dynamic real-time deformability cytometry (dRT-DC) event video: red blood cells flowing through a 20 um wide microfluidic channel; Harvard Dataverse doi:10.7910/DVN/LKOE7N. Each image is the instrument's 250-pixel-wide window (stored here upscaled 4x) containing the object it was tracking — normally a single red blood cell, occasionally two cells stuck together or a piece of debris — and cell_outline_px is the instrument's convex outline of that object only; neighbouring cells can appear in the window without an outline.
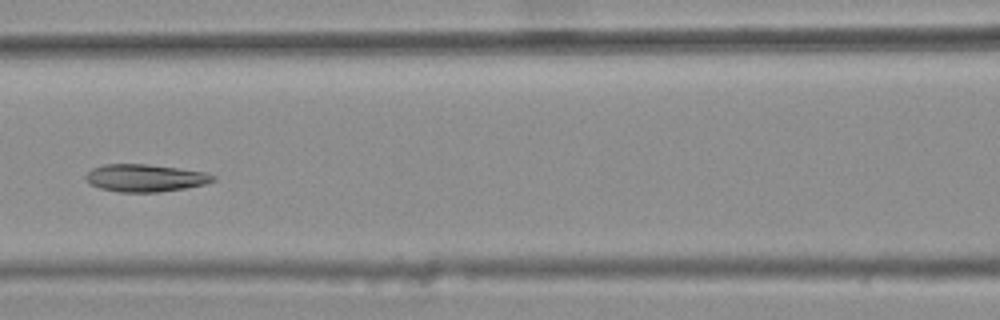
{"species": "common noctule bat (a hibernating species)", "species_latin": "Nyctalus noctula", "temperature_condition": "warm", "stored_images_in_passage": 6, "camera_frame_rate_fps": 3000, "um_per_image_px": 0.085, "animal": {"sex": "female", "body_mass_g": 25.1}, "frame": {"image": 1, "passage_image": 6, "time_ms": 1.667, "image_size_px": [1000, 320], "cell_outline_px": [[216, 180], [204, 184], [184, 188], [160, 192], [120, 192], [100, 188], [88, 184], [84, 176], [92, 168], [104, 164], [148, 164], [204, 172], [216, 176]], "centroid_in_image_um": [12.3, 15.13], "position_along_channel_um": 154.3, "area_um2": 20.35}}